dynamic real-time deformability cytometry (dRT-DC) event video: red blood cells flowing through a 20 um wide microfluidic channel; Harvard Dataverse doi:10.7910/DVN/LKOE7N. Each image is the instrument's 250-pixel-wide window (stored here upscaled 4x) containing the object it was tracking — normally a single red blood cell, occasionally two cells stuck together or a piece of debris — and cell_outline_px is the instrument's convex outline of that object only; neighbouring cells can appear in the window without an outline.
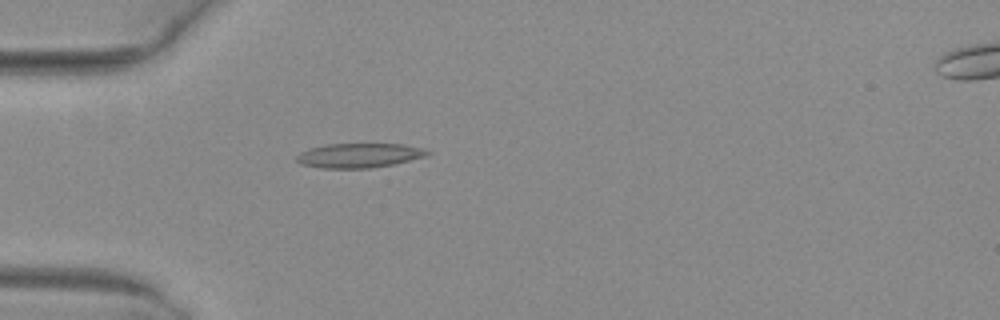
{"species": "common noctule bat (a hibernating species)", "species_latin": "Nyctalus noctula", "temperature_condition": "warm", "stored_images_in_passage": 52, "camera_frame_rate_fps": 3000, "um_per_image_px": 0.085, "animal": {"sex": "female", "body_mass_g": 29.2, "forearm_length_mm": 56.3}, "frame": {"image": 1, "passage_image": 16, "time_ms": 5.0, "image_size_px": [1000, 320], "cell_outline_px": [[432, 152], [424, 156], [392, 164], [372, 168], [320, 168], [300, 164], [296, 160], [296, 156], [300, 152], [324, 144], [400, 144], [424, 148]], "centroid_in_image_um": [30.49, 13.21], "position_along_channel_um": 54.5, "area_um2": 18.5}}
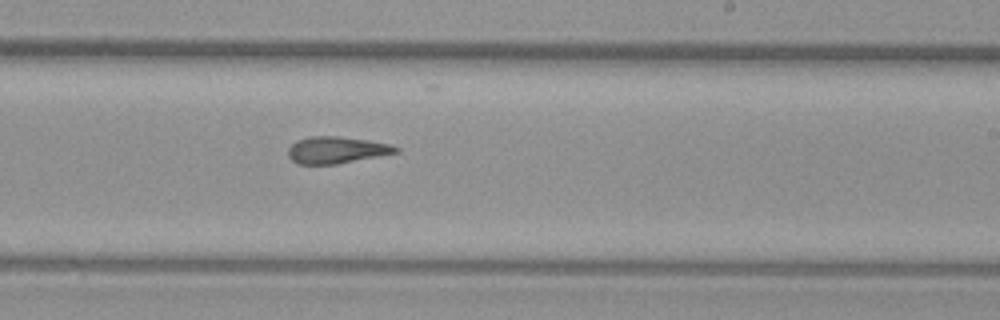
{"frame": {"image": 2, "passage_image": 32, "time_ms": 10.333, "image_size_px": [1000, 320], "cell_outline_px": [[400, 152], [380, 156], [336, 164], [296, 164], [288, 156], [288, 148], [296, 140], [308, 136], [340, 136], [368, 140], [392, 144], [400, 148]], "centroid_in_image_um": [28.62, 12.74], "position_along_channel_um": 260.4, "area_um2": 17.05}}
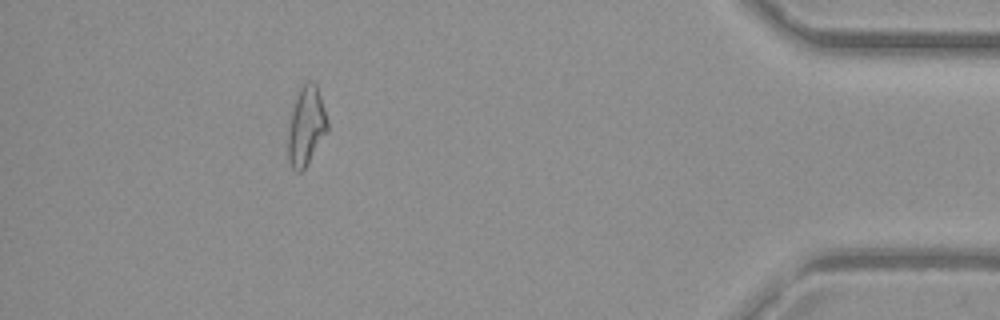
{"frame": {"image": 3, "passage_image": 47, "time_ms": 15.333, "image_size_px": [1000, 320], "cell_outline_px": [[328, 132], [308, 164], [300, 172], [296, 172], [292, 168], [288, 160], [288, 132], [292, 104], [296, 92], [300, 84], [308, 80], [312, 80], [316, 84], [328, 120]], "centroid_in_image_um": [26.01, 10.68], "position_along_channel_um": 409.2, "area_um2": 18.67}, "authors_computed_cell_mechanics": {"area_um2": 17.918, "velocity_mm_per_s": 4.0448, "shape_relaxation_time_tau1_ms": null, "shape_relaxation_time_tau2_ms": 2.6208, "deformation_change_tau1": null, "deformation_change_tau2": 0.1104}}